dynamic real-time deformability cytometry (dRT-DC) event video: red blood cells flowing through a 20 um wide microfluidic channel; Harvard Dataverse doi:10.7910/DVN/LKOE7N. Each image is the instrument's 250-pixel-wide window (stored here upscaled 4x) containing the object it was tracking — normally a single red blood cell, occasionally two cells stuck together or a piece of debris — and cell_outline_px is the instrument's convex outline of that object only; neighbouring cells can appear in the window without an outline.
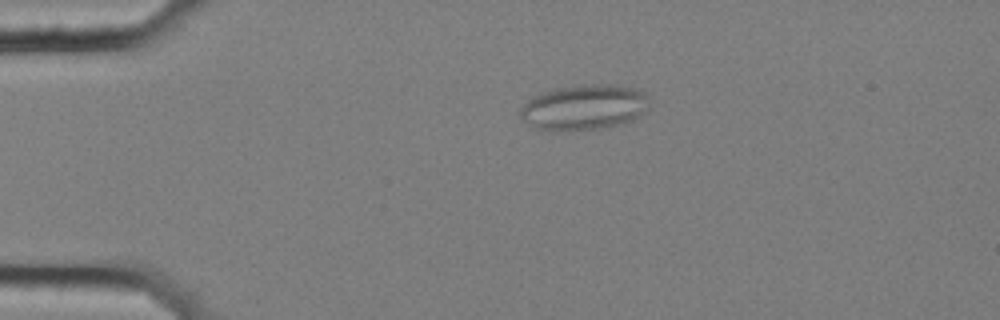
{"species": "common noctule bat (a hibernating species)", "species_latin": "Nyctalus noctula", "temperature_condition": "cold", "stored_images_in_passage": 58, "segment_of_instrument_passage": [1, 2], "camera_frame_rate_fps": 3000, "um_per_image_px": 0.085, "animal": {"sex": "female", "body_mass_g": 25.1}, "frame": {"image": 1, "passage_image": 13, "time_ms": 4.0, "image_size_px": [1000, 320], "cell_outline_px": [[648, 108], [640, 116], [632, 120], [608, 128], [552, 132], [532, 128], [520, 116], [520, 108], [532, 96], [540, 92], [552, 88], [580, 84], [616, 84], [636, 88], [644, 92], [648, 96]], "centroid_in_image_um": [49.62, 9.12], "position_along_channel_um": 35.4, "area_um2": 35.08}}